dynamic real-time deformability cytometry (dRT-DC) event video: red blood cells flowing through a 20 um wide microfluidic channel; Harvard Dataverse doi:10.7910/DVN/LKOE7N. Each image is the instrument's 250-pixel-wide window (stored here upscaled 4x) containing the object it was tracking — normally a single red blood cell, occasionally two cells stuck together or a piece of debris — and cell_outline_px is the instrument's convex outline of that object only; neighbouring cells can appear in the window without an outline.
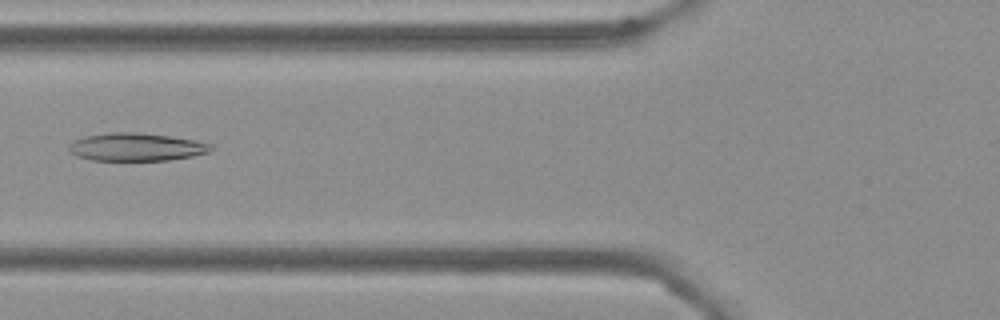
{"species": "Egyptian fruit bat (a non-hibernating species)", "species_latin": "Rousettus aegyptiacus", "temperature_condition": "cold", "stored_images_in_passage": 6, "camera_frame_rate_fps": 3000, "um_per_image_px": 0.085, "frame": {"image": 1, "passage_image": 6, "time_ms": 1.667, "image_size_px": [1000, 320], "cell_outline_px": [[216, 148], [208, 152], [192, 156], [168, 160], [92, 160], [76, 156], [68, 148], [76, 140], [84, 136], [108, 132], [136, 132], [168, 136], [192, 140], [212, 144]], "centroid_in_image_um": [11.6, 12.49], "position_along_channel_um": 114.2, "area_um2": 22.89}}